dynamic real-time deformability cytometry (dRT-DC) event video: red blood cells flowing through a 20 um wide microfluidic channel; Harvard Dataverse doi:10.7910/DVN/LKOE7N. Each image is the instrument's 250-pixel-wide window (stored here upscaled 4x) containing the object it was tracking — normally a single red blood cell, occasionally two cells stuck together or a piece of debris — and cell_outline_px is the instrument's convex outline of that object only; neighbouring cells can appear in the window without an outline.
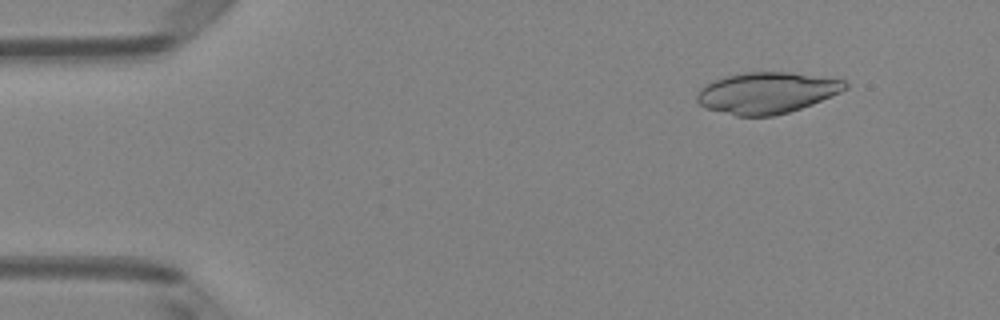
{"species": "Egyptian fruit bat (a non-hibernating species)", "species_latin": "Rousettus aegyptiacus", "temperature_condition": "room temperature", "stored_images_in_passage": 50, "camera_frame_rate_fps": 3000, "um_per_image_px": 0.085, "animal": {"sex": "female"}, "frame": {"image": 1, "passage_image": 6, "time_ms": 1.667, "image_size_px": [1000, 320], "cell_outline_px": [[848, 88], [840, 92], [812, 104], [788, 112], [772, 116], [736, 116], [704, 108], [696, 100], [696, 96], [700, 88], [704, 84], [724, 76], [744, 72], [792, 72], [844, 80], [848, 84]], "centroid_in_image_um": [65.14, 7.88], "position_along_channel_um": 19.9, "area_um2": 35.72}}